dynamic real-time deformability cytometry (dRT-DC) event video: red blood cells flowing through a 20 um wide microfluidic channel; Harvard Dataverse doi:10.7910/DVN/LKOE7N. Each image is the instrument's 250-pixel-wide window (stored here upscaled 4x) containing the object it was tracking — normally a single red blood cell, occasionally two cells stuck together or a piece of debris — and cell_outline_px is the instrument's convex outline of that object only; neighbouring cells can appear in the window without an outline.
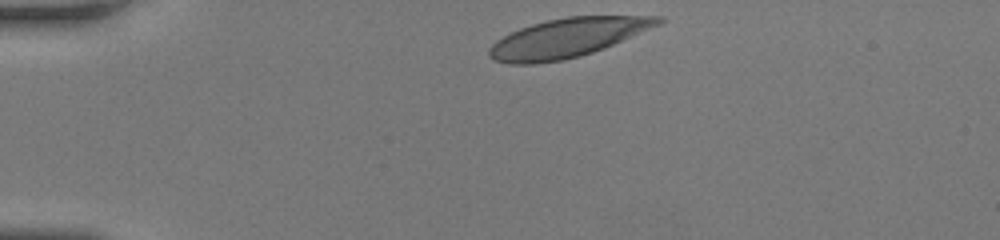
{"species": "human", "species_latin": "Homo sapiens", "temperature_condition": "room temperature", "stored_images_in_passage": 32, "camera_frame_rate_fps": 3000, "um_per_image_px": 0.085, "donor": {"sex": "female"}, "frame": {"image": 1, "passage_image": 1, "time_ms": 0.0, "image_size_px": [1000, 240], "cell_outline_px": [[664, 20], [660, 24], [604, 48], [580, 56], [564, 60], [532, 64], [508, 64], [492, 60], [488, 56], [488, 48], [496, 40], [520, 28], [532, 24], [548, 20], [568, 16], [664, 16]], "centroid_in_image_um": [48.19, 3.23], "position_along_channel_um": 36.8, "area_um2": 38.26}}
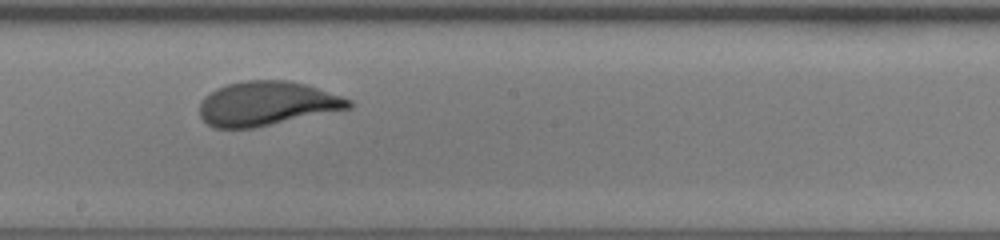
{"frame": {"image": 2, "passage_image": 19, "time_ms": 6.0, "image_size_px": [1000, 240], "cell_outline_px": [[352, 108], [256, 128], [212, 128], [200, 116], [200, 104], [204, 96], [216, 88], [228, 84], [244, 80], [288, 80], [304, 84], [352, 100]], "centroid_in_image_um": [22.66, 8.81], "position_along_channel_um": 225.5, "area_um2": 38.49}}
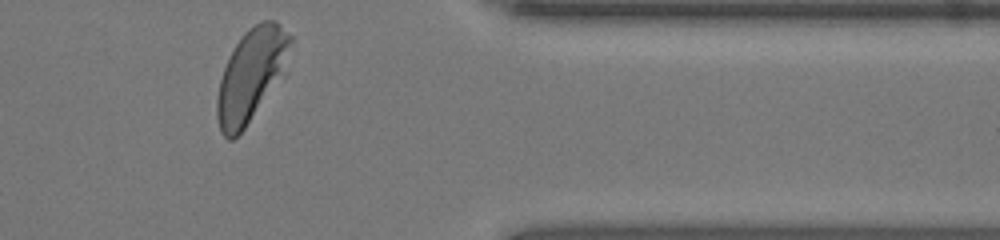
{"frame": {"image": 3, "passage_image": 32, "time_ms": 10.333, "image_size_px": [1000, 240], "cell_outline_px": [[292, 40], [280, 68], [244, 128], [232, 140], [228, 140], [220, 132], [216, 116], [216, 100], [220, 80], [224, 68], [236, 44], [244, 32], [248, 28], [260, 20], [276, 20], [292, 36]], "centroid_in_image_um": [21.23, 6.32], "position_along_channel_um": 390.2, "area_um2": 36.99}, "authors_computed_cell_mechanics": {"area_um2": 38.5526, "velocity_mm_per_s": 4.1237, "shape_relaxation_time_tau1_ms": 2.3978, "shape_relaxation_time_tau2_ms": null, "deformation_change_tau1": 0.1457, "deformation_change_tau2": null}}